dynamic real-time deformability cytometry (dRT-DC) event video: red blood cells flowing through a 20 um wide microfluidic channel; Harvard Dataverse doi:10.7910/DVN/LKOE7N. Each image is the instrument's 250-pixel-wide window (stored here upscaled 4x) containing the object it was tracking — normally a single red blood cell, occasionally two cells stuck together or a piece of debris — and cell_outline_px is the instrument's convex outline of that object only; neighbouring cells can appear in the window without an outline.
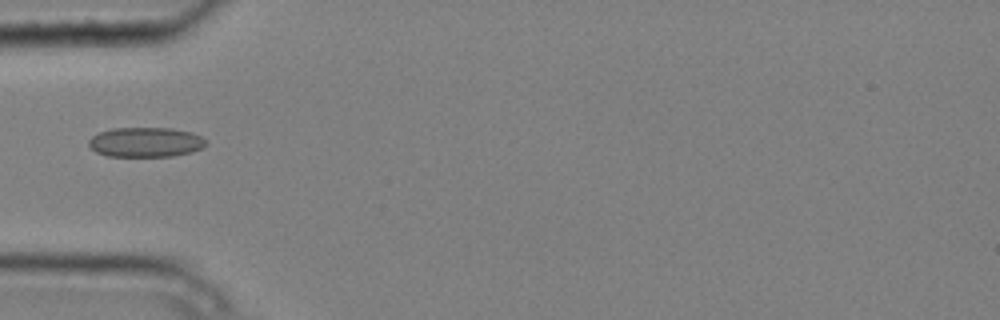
{"species": "common noctule bat (a hibernating species)", "species_latin": "Nyctalus noctula", "temperature_condition": "cold", "stored_images_in_passage": 1, "camera_frame_rate_fps": 3000, "um_per_image_px": 0.085, "animal": {"sex": "male", "body_mass_g": 20.4}, "frame": {"image": 1, "passage_image": 1, "time_ms": 0.0, "image_size_px": [1000, 320], "cell_outline_px": [[208, 144], [192, 152], [172, 156], [108, 156], [96, 152], [88, 144], [88, 140], [92, 136], [100, 132], [112, 128], [172, 128], [192, 132], [208, 140]], "centroid_in_image_um": [12.4, 12.08], "position_along_channel_um": 72.6, "area_um2": 20.4}}